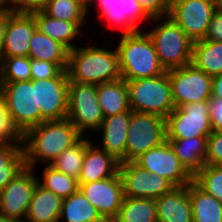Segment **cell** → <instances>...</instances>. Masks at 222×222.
Listing matches in <instances>:
<instances>
[{
    "label": "cell",
    "instance_id": "34",
    "mask_svg": "<svg viewBox=\"0 0 222 222\" xmlns=\"http://www.w3.org/2000/svg\"><path fill=\"white\" fill-rule=\"evenodd\" d=\"M42 11L55 19L67 22H86L88 10L74 0H49Z\"/></svg>",
    "mask_w": 222,
    "mask_h": 222
},
{
    "label": "cell",
    "instance_id": "30",
    "mask_svg": "<svg viewBox=\"0 0 222 222\" xmlns=\"http://www.w3.org/2000/svg\"><path fill=\"white\" fill-rule=\"evenodd\" d=\"M117 218L119 222H158L156 201L152 198L124 197Z\"/></svg>",
    "mask_w": 222,
    "mask_h": 222
},
{
    "label": "cell",
    "instance_id": "43",
    "mask_svg": "<svg viewBox=\"0 0 222 222\" xmlns=\"http://www.w3.org/2000/svg\"><path fill=\"white\" fill-rule=\"evenodd\" d=\"M204 40L222 42V11H215Z\"/></svg>",
    "mask_w": 222,
    "mask_h": 222
},
{
    "label": "cell",
    "instance_id": "9",
    "mask_svg": "<svg viewBox=\"0 0 222 222\" xmlns=\"http://www.w3.org/2000/svg\"><path fill=\"white\" fill-rule=\"evenodd\" d=\"M212 131L208 100L175 107L166 118L167 139L208 137Z\"/></svg>",
    "mask_w": 222,
    "mask_h": 222
},
{
    "label": "cell",
    "instance_id": "2",
    "mask_svg": "<svg viewBox=\"0 0 222 222\" xmlns=\"http://www.w3.org/2000/svg\"><path fill=\"white\" fill-rule=\"evenodd\" d=\"M68 81L98 85L122 79L117 50L96 46L69 50Z\"/></svg>",
    "mask_w": 222,
    "mask_h": 222
},
{
    "label": "cell",
    "instance_id": "35",
    "mask_svg": "<svg viewBox=\"0 0 222 222\" xmlns=\"http://www.w3.org/2000/svg\"><path fill=\"white\" fill-rule=\"evenodd\" d=\"M31 80L29 57H1L0 82H17Z\"/></svg>",
    "mask_w": 222,
    "mask_h": 222
},
{
    "label": "cell",
    "instance_id": "6",
    "mask_svg": "<svg viewBox=\"0 0 222 222\" xmlns=\"http://www.w3.org/2000/svg\"><path fill=\"white\" fill-rule=\"evenodd\" d=\"M0 97L13 128L20 136L40 124V110H36L35 80L1 82Z\"/></svg>",
    "mask_w": 222,
    "mask_h": 222
},
{
    "label": "cell",
    "instance_id": "21",
    "mask_svg": "<svg viewBox=\"0 0 222 222\" xmlns=\"http://www.w3.org/2000/svg\"><path fill=\"white\" fill-rule=\"evenodd\" d=\"M120 162L91 143L85 150L78 184L103 180L119 172Z\"/></svg>",
    "mask_w": 222,
    "mask_h": 222
},
{
    "label": "cell",
    "instance_id": "48",
    "mask_svg": "<svg viewBox=\"0 0 222 222\" xmlns=\"http://www.w3.org/2000/svg\"><path fill=\"white\" fill-rule=\"evenodd\" d=\"M0 222H21V221L14 220V219H11V218H7L4 215L0 214Z\"/></svg>",
    "mask_w": 222,
    "mask_h": 222
},
{
    "label": "cell",
    "instance_id": "49",
    "mask_svg": "<svg viewBox=\"0 0 222 222\" xmlns=\"http://www.w3.org/2000/svg\"><path fill=\"white\" fill-rule=\"evenodd\" d=\"M214 5L217 11H222V0H214Z\"/></svg>",
    "mask_w": 222,
    "mask_h": 222
},
{
    "label": "cell",
    "instance_id": "27",
    "mask_svg": "<svg viewBox=\"0 0 222 222\" xmlns=\"http://www.w3.org/2000/svg\"><path fill=\"white\" fill-rule=\"evenodd\" d=\"M191 64L211 77L222 74V42H193Z\"/></svg>",
    "mask_w": 222,
    "mask_h": 222
},
{
    "label": "cell",
    "instance_id": "24",
    "mask_svg": "<svg viewBox=\"0 0 222 222\" xmlns=\"http://www.w3.org/2000/svg\"><path fill=\"white\" fill-rule=\"evenodd\" d=\"M167 141L178 160L192 176L205 165L207 137L167 139Z\"/></svg>",
    "mask_w": 222,
    "mask_h": 222
},
{
    "label": "cell",
    "instance_id": "46",
    "mask_svg": "<svg viewBox=\"0 0 222 222\" xmlns=\"http://www.w3.org/2000/svg\"><path fill=\"white\" fill-rule=\"evenodd\" d=\"M97 222H119L117 216L101 217Z\"/></svg>",
    "mask_w": 222,
    "mask_h": 222
},
{
    "label": "cell",
    "instance_id": "5",
    "mask_svg": "<svg viewBox=\"0 0 222 222\" xmlns=\"http://www.w3.org/2000/svg\"><path fill=\"white\" fill-rule=\"evenodd\" d=\"M157 27L148 31L160 64L166 71L191 64L193 41L168 15Z\"/></svg>",
    "mask_w": 222,
    "mask_h": 222
},
{
    "label": "cell",
    "instance_id": "31",
    "mask_svg": "<svg viewBox=\"0 0 222 222\" xmlns=\"http://www.w3.org/2000/svg\"><path fill=\"white\" fill-rule=\"evenodd\" d=\"M24 168L21 142L0 143V191Z\"/></svg>",
    "mask_w": 222,
    "mask_h": 222
},
{
    "label": "cell",
    "instance_id": "29",
    "mask_svg": "<svg viewBox=\"0 0 222 222\" xmlns=\"http://www.w3.org/2000/svg\"><path fill=\"white\" fill-rule=\"evenodd\" d=\"M102 216L78 189L63 200L59 221L65 222H97Z\"/></svg>",
    "mask_w": 222,
    "mask_h": 222
},
{
    "label": "cell",
    "instance_id": "17",
    "mask_svg": "<svg viewBox=\"0 0 222 222\" xmlns=\"http://www.w3.org/2000/svg\"><path fill=\"white\" fill-rule=\"evenodd\" d=\"M36 29L31 13H17L9 9L1 57H28L30 40Z\"/></svg>",
    "mask_w": 222,
    "mask_h": 222
},
{
    "label": "cell",
    "instance_id": "40",
    "mask_svg": "<svg viewBox=\"0 0 222 222\" xmlns=\"http://www.w3.org/2000/svg\"><path fill=\"white\" fill-rule=\"evenodd\" d=\"M21 142L20 135L13 128L5 104L0 97V143Z\"/></svg>",
    "mask_w": 222,
    "mask_h": 222
},
{
    "label": "cell",
    "instance_id": "23",
    "mask_svg": "<svg viewBox=\"0 0 222 222\" xmlns=\"http://www.w3.org/2000/svg\"><path fill=\"white\" fill-rule=\"evenodd\" d=\"M97 100L104 117L132 111L127 82L123 79L98 84Z\"/></svg>",
    "mask_w": 222,
    "mask_h": 222
},
{
    "label": "cell",
    "instance_id": "39",
    "mask_svg": "<svg viewBox=\"0 0 222 222\" xmlns=\"http://www.w3.org/2000/svg\"><path fill=\"white\" fill-rule=\"evenodd\" d=\"M205 165H222V132L212 131L207 137Z\"/></svg>",
    "mask_w": 222,
    "mask_h": 222
},
{
    "label": "cell",
    "instance_id": "16",
    "mask_svg": "<svg viewBox=\"0 0 222 222\" xmlns=\"http://www.w3.org/2000/svg\"><path fill=\"white\" fill-rule=\"evenodd\" d=\"M79 190L102 217L117 216L124 199L119 172L109 178L78 184Z\"/></svg>",
    "mask_w": 222,
    "mask_h": 222
},
{
    "label": "cell",
    "instance_id": "33",
    "mask_svg": "<svg viewBox=\"0 0 222 222\" xmlns=\"http://www.w3.org/2000/svg\"><path fill=\"white\" fill-rule=\"evenodd\" d=\"M38 183L63 199L68 198L79 189L77 179L55 170L50 165L45 166L43 180H38Z\"/></svg>",
    "mask_w": 222,
    "mask_h": 222
},
{
    "label": "cell",
    "instance_id": "41",
    "mask_svg": "<svg viewBox=\"0 0 222 222\" xmlns=\"http://www.w3.org/2000/svg\"><path fill=\"white\" fill-rule=\"evenodd\" d=\"M49 0H9L8 8L17 13L41 11Z\"/></svg>",
    "mask_w": 222,
    "mask_h": 222
},
{
    "label": "cell",
    "instance_id": "38",
    "mask_svg": "<svg viewBox=\"0 0 222 222\" xmlns=\"http://www.w3.org/2000/svg\"><path fill=\"white\" fill-rule=\"evenodd\" d=\"M139 2L141 10L149 18V22H157L169 14V0H139Z\"/></svg>",
    "mask_w": 222,
    "mask_h": 222
},
{
    "label": "cell",
    "instance_id": "47",
    "mask_svg": "<svg viewBox=\"0 0 222 222\" xmlns=\"http://www.w3.org/2000/svg\"><path fill=\"white\" fill-rule=\"evenodd\" d=\"M78 3H80L83 7H85L88 11H89V7L90 4L94 1V0H74Z\"/></svg>",
    "mask_w": 222,
    "mask_h": 222
},
{
    "label": "cell",
    "instance_id": "45",
    "mask_svg": "<svg viewBox=\"0 0 222 222\" xmlns=\"http://www.w3.org/2000/svg\"><path fill=\"white\" fill-rule=\"evenodd\" d=\"M211 97L222 98V74L212 77Z\"/></svg>",
    "mask_w": 222,
    "mask_h": 222
},
{
    "label": "cell",
    "instance_id": "10",
    "mask_svg": "<svg viewBox=\"0 0 222 222\" xmlns=\"http://www.w3.org/2000/svg\"><path fill=\"white\" fill-rule=\"evenodd\" d=\"M215 11L214 0H173L170 2L168 16L196 42L205 39Z\"/></svg>",
    "mask_w": 222,
    "mask_h": 222
},
{
    "label": "cell",
    "instance_id": "42",
    "mask_svg": "<svg viewBox=\"0 0 222 222\" xmlns=\"http://www.w3.org/2000/svg\"><path fill=\"white\" fill-rule=\"evenodd\" d=\"M208 108L212 130L222 132V98L210 97Z\"/></svg>",
    "mask_w": 222,
    "mask_h": 222
},
{
    "label": "cell",
    "instance_id": "32",
    "mask_svg": "<svg viewBox=\"0 0 222 222\" xmlns=\"http://www.w3.org/2000/svg\"><path fill=\"white\" fill-rule=\"evenodd\" d=\"M92 143L82 136L74 145L65 149L49 165L75 179H79L84 160L85 150Z\"/></svg>",
    "mask_w": 222,
    "mask_h": 222
},
{
    "label": "cell",
    "instance_id": "22",
    "mask_svg": "<svg viewBox=\"0 0 222 222\" xmlns=\"http://www.w3.org/2000/svg\"><path fill=\"white\" fill-rule=\"evenodd\" d=\"M63 200L37 183L24 222H59Z\"/></svg>",
    "mask_w": 222,
    "mask_h": 222
},
{
    "label": "cell",
    "instance_id": "13",
    "mask_svg": "<svg viewBox=\"0 0 222 222\" xmlns=\"http://www.w3.org/2000/svg\"><path fill=\"white\" fill-rule=\"evenodd\" d=\"M124 197L157 199L175 186L166 178L148 172L134 161L120 163Z\"/></svg>",
    "mask_w": 222,
    "mask_h": 222
},
{
    "label": "cell",
    "instance_id": "12",
    "mask_svg": "<svg viewBox=\"0 0 222 222\" xmlns=\"http://www.w3.org/2000/svg\"><path fill=\"white\" fill-rule=\"evenodd\" d=\"M68 85L66 70L55 78L35 80L36 110H40V123L67 118Z\"/></svg>",
    "mask_w": 222,
    "mask_h": 222
},
{
    "label": "cell",
    "instance_id": "18",
    "mask_svg": "<svg viewBox=\"0 0 222 222\" xmlns=\"http://www.w3.org/2000/svg\"><path fill=\"white\" fill-rule=\"evenodd\" d=\"M98 3L102 9L101 17H105L112 24H120L123 28L121 34L140 30L137 22L149 19L141 10L139 0H98Z\"/></svg>",
    "mask_w": 222,
    "mask_h": 222
},
{
    "label": "cell",
    "instance_id": "44",
    "mask_svg": "<svg viewBox=\"0 0 222 222\" xmlns=\"http://www.w3.org/2000/svg\"><path fill=\"white\" fill-rule=\"evenodd\" d=\"M9 18V8L0 7V58L4 41V33Z\"/></svg>",
    "mask_w": 222,
    "mask_h": 222
},
{
    "label": "cell",
    "instance_id": "20",
    "mask_svg": "<svg viewBox=\"0 0 222 222\" xmlns=\"http://www.w3.org/2000/svg\"><path fill=\"white\" fill-rule=\"evenodd\" d=\"M155 201L158 222H193L188 185L174 187Z\"/></svg>",
    "mask_w": 222,
    "mask_h": 222
},
{
    "label": "cell",
    "instance_id": "37",
    "mask_svg": "<svg viewBox=\"0 0 222 222\" xmlns=\"http://www.w3.org/2000/svg\"><path fill=\"white\" fill-rule=\"evenodd\" d=\"M30 66L32 80L55 78L63 71L58 64L38 59H30Z\"/></svg>",
    "mask_w": 222,
    "mask_h": 222
},
{
    "label": "cell",
    "instance_id": "11",
    "mask_svg": "<svg viewBox=\"0 0 222 222\" xmlns=\"http://www.w3.org/2000/svg\"><path fill=\"white\" fill-rule=\"evenodd\" d=\"M168 76L175 107L211 97L212 77L192 64L168 70Z\"/></svg>",
    "mask_w": 222,
    "mask_h": 222
},
{
    "label": "cell",
    "instance_id": "3",
    "mask_svg": "<svg viewBox=\"0 0 222 222\" xmlns=\"http://www.w3.org/2000/svg\"><path fill=\"white\" fill-rule=\"evenodd\" d=\"M124 81L162 75L167 71L160 64L154 43L142 30L122 34L116 47Z\"/></svg>",
    "mask_w": 222,
    "mask_h": 222
},
{
    "label": "cell",
    "instance_id": "8",
    "mask_svg": "<svg viewBox=\"0 0 222 222\" xmlns=\"http://www.w3.org/2000/svg\"><path fill=\"white\" fill-rule=\"evenodd\" d=\"M67 118L83 136L101 127L104 116L97 100V85L69 81Z\"/></svg>",
    "mask_w": 222,
    "mask_h": 222
},
{
    "label": "cell",
    "instance_id": "15",
    "mask_svg": "<svg viewBox=\"0 0 222 222\" xmlns=\"http://www.w3.org/2000/svg\"><path fill=\"white\" fill-rule=\"evenodd\" d=\"M134 162L148 172L166 178L175 187L185 186L193 181V176L178 160L168 141L141 154Z\"/></svg>",
    "mask_w": 222,
    "mask_h": 222
},
{
    "label": "cell",
    "instance_id": "4",
    "mask_svg": "<svg viewBox=\"0 0 222 222\" xmlns=\"http://www.w3.org/2000/svg\"><path fill=\"white\" fill-rule=\"evenodd\" d=\"M132 111L166 119L175 109L168 71L162 75L127 81Z\"/></svg>",
    "mask_w": 222,
    "mask_h": 222
},
{
    "label": "cell",
    "instance_id": "26",
    "mask_svg": "<svg viewBox=\"0 0 222 222\" xmlns=\"http://www.w3.org/2000/svg\"><path fill=\"white\" fill-rule=\"evenodd\" d=\"M28 57L58 64L63 70H66L69 49L36 29L30 40Z\"/></svg>",
    "mask_w": 222,
    "mask_h": 222
},
{
    "label": "cell",
    "instance_id": "1",
    "mask_svg": "<svg viewBox=\"0 0 222 222\" xmlns=\"http://www.w3.org/2000/svg\"><path fill=\"white\" fill-rule=\"evenodd\" d=\"M81 137L82 134L68 118L44 121L26 130L20 136L25 167L34 169L38 160L49 165Z\"/></svg>",
    "mask_w": 222,
    "mask_h": 222
},
{
    "label": "cell",
    "instance_id": "19",
    "mask_svg": "<svg viewBox=\"0 0 222 222\" xmlns=\"http://www.w3.org/2000/svg\"><path fill=\"white\" fill-rule=\"evenodd\" d=\"M131 112H123L104 117L101 127L102 147L99 148L113 156L120 163L124 162L126 141Z\"/></svg>",
    "mask_w": 222,
    "mask_h": 222
},
{
    "label": "cell",
    "instance_id": "36",
    "mask_svg": "<svg viewBox=\"0 0 222 222\" xmlns=\"http://www.w3.org/2000/svg\"><path fill=\"white\" fill-rule=\"evenodd\" d=\"M193 182L222 203V165H204L193 176Z\"/></svg>",
    "mask_w": 222,
    "mask_h": 222
},
{
    "label": "cell",
    "instance_id": "28",
    "mask_svg": "<svg viewBox=\"0 0 222 222\" xmlns=\"http://www.w3.org/2000/svg\"><path fill=\"white\" fill-rule=\"evenodd\" d=\"M193 222H222V203L200 189L193 181L188 184Z\"/></svg>",
    "mask_w": 222,
    "mask_h": 222
},
{
    "label": "cell",
    "instance_id": "50",
    "mask_svg": "<svg viewBox=\"0 0 222 222\" xmlns=\"http://www.w3.org/2000/svg\"><path fill=\"white\" fill-rule=\"evenodd\" d=\"M8 2L9 0H0V7L8 8Z\"/></svg>",
    "mask_w": 222,
    "mask_h": 222
},
{
    "label": "cell",
    "instance_id": "14",
    "mask_svg": "<svg viewBox=\"0 0 222 222\" xmlns=\"http://www.w3.org/2000/svg\"><path fill=\"white\" fill-rule=\"evenodd\" d=\"M33 170V168L25 167L0 191L1 215L24 222L38 183V177L33 174Z\"/></svg>",
    "mask_w": 222,
    "mask_h": 222
},
{
    "label": "cell",
    "instance_id": "25",
    "mask_svg": "<svg viewBox=\"0 0 222 222\" xmlns=\"http://www.w3.org/2000/svg\"><path fill=\"white\" fill-rule=\"evenodd\" d=\"M34 16L37 29L54 40L59 41L69 50L76 46L71 43L81 31L86 22H67L46 15L42 10L31 13Z\"/></svg>",
    "mask_w": 222,
    "mask_h": 222
},
{
    "label": "cell",
    "instance_id": "7",
    "mask_svg": "<svg viewBox=\"0 0 222 222\" xmlns=\"http://www.w3.org/2000/svg\"><path fill=\"white\" fill-rule=\"evenodd\" d=\"M167 141L166 119L155 114L131 111L124 162Z\"/></svg>",
    "mask_w": 222,
    "mask_h": 222
}]
</instances>
